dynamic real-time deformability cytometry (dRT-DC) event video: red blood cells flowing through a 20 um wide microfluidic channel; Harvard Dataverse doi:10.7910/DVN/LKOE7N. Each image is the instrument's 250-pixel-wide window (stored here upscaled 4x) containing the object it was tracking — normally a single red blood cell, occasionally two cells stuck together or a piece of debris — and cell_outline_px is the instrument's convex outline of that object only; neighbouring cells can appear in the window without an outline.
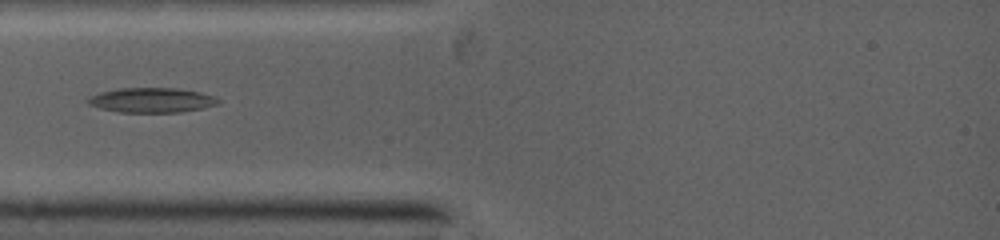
{"species": "common noctule bat (a hibernating species)", "species_latin": "Nyctalus noctula", "temperature_condition": "warm", "stored_images_in_passage": 7, "camera_frame_rate_fps": 5000, "um_per_image_px": 0.085, "animal": {"sex": "female", "body_mass_g": 19.0, "forearm_length_mm": 53.3}, "frame": {"image": 1, "passage_image": 4, "time_ms": 2.4, "image_size_px": [1000, 240], "cell_outline_px": [[220, 100], [216, 104], [200, 108], [176, 112], [120, 112], [88, 104], [88, 100], [92, 96], [104, 92], [120, 88], [172, 88], [196, 92], [212, 96]], "centroid_in_image_um": [12.89, 8.51], "position_along_channel_um": 72.1, "area_um2": 17.98}}
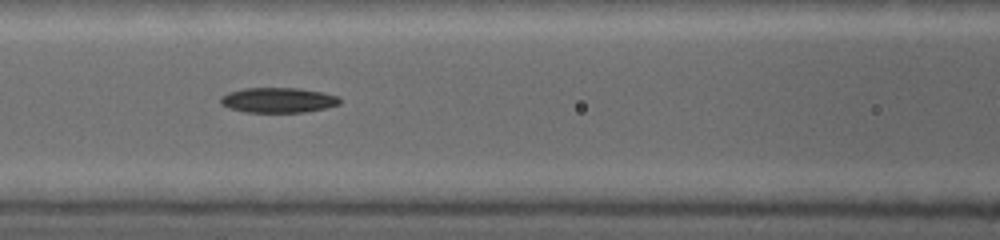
{"frame": {"image": 2, "passage_image": 6, "time_ms": 4.0, "image_size_px": [1000, 240], "cell_outline_px": [[340, 104], [324, 108], [304, 112], [248, 112], [232, 108], [224, 104], [220, 100], [224, 96], [232, 92], [244, 88], [296, 88], [320, 92], [336, 96], [340, 100]], "centroid_in_image_um": [23.69, 8.51], "position_along_channel_um": 142.9, "area_um2": 16.82}}
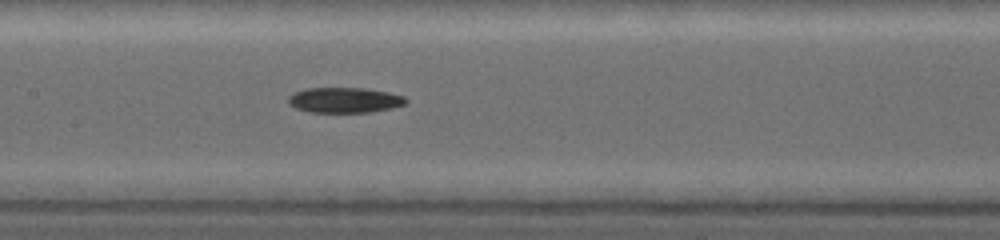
{"frame": {"image": 3, "passage_image": 7, "time_ms": 4.8, "image_size_px": [1000, 240], "cell_outline_px": [[408, 100], [404, 104], [388, 108], [368, 112], [312, 112], [296, 108], [288, 100], [288, 96], [296, 92], [308, 88], [360, 88], [384, 92], [404, 96]], "centroid_in_image_um": [29.26, 8.51], "position_along_channel_um": 178.1, "area_um2": 16.82}}